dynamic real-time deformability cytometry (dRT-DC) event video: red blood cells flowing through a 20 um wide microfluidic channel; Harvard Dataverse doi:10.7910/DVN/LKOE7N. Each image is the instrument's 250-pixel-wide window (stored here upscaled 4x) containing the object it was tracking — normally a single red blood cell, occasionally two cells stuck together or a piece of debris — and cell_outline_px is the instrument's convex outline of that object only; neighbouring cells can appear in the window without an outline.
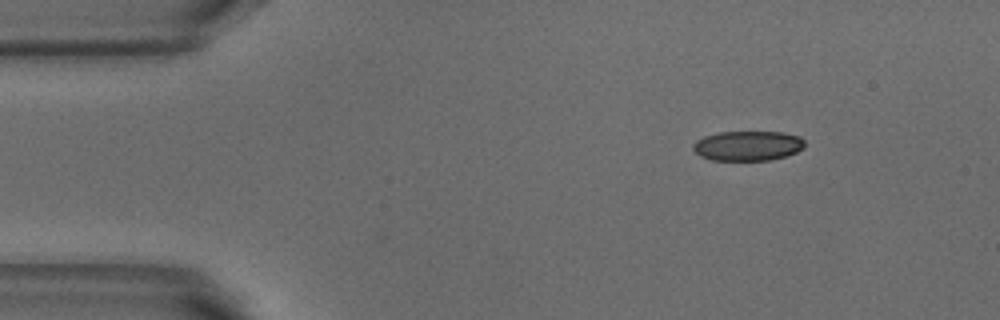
{"species": "common noctule bat (a hibernating species)", "species_latin": "Nyctalus noctula", "temperature_condition": "warm", "stored_images_in_passage": 44, "camera_frame_rate_fps": 3000, "um_per_image_px": 0.085, "animal": {"sex": "male", "body_mass_g": 18.8}, "frame": {"image": 1, "passage_image": 1, "time_ms": 0.0, "image_size_px": [1000, 320], "cell_outline_px": [[804, 148], [796, 152], [784, 156], [768, 160], [712, 160], [700, 156], [692, 148], [692, 144], [696, 140], [704, 136], [720, 132], [784, 132], [800, 136], [804, 140]], "centroid_in_image_um": [63.55, 12.38], "position_along_channel_um": 21.4, "area_um2": 19.42}}
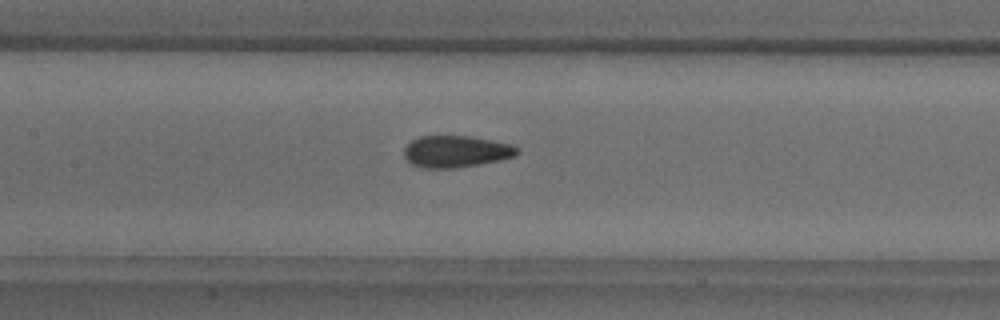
{"frame": {"image": 2, "passage_image": 18, "time_ms": 5.667, "image_size_px": [1000, 320], "cell_outline_px": [[520, 152], [516, 156], [500, 160], [480, 164], [456, 168], [420, 168], [412, 164], [404, 156], [404, 148], [412, 140], [420, 136], [472, 136], [512, 144], [520, 148]], "centroid_in_image_um": [38.8, 12.88], "position_along_channel_um": 168.6, "area_um2": 21.15}}
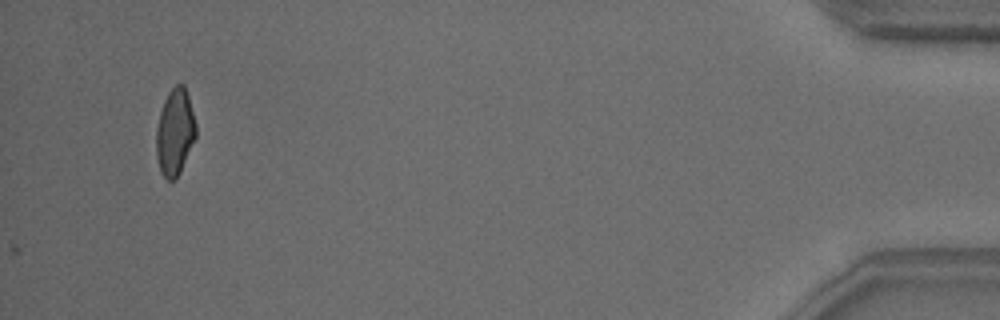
{"frame": {"image": 3, "passage_image": 44, "time_ms": 14.333, "image_size_px": [1000, 320], "cell_outline_px": [[196, 136], [180, 172], [176, 180], [168, 180], [160, 172], [156, 156], [156, 128], [160, 112], [164, 100], [168, 92], [176, 84], [184, 84], [188, 96], [196, 124]], "centroid_in_image_um": [14.86, 11.24], "position_along_channel_um": 420.3, "area_um2": 20.0}, "authors_computed_cell_mechanics": {"area_um2": 20.9236, "velocity_mm_per_s": 3.8381, "shape_relaxation_time_tau1_ms": 9.9114, "shape_relaxation_time_tau2_ms": 1.433, "deformation_change_tau1": 0.2192, "deformation_change_tau2": 0.0816}}